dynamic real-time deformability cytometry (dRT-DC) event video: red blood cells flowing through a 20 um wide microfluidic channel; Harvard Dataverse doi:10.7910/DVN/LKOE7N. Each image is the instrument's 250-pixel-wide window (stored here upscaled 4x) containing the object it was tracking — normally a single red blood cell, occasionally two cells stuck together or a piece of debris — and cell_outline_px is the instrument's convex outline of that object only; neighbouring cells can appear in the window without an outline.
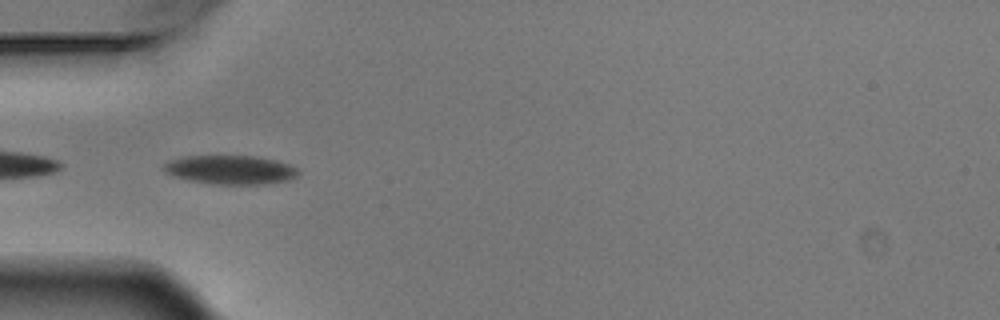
{"species": "Egyptian fruit bat (a non-hibernating species)", "species_latin": "Rousettus aegyptiacus", "temperature_condition": "warm", "stored_images_in_passage": 10, "camera_frame_rate_fps": 3000, "um_per_image_px": 0.085, "animal": {"sex": "male"}, "frame": {"image": 1, "passage_image": 5, "time_ms": 1.333, "image_size_px": [1000, 320], "cell_outline_px": [[300, 172], [296, 176], [288, 180], [264, 184], [212, 184], [188, 180], [172, 176], [164, 172], [160, 168], [168, 160], [184, 156], [256, 156], [276, 160], [288, 164], [296, 168]], "centroid_in_image_um": [19.53, 14.43], "position_along_channel_um": 65.5, "area_um2": 22.83}}
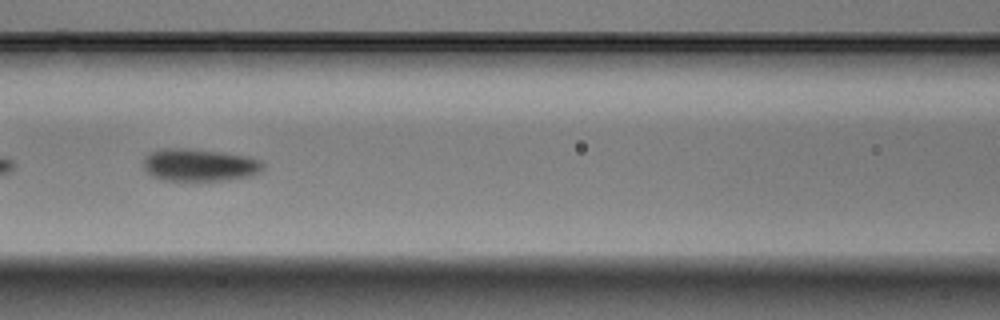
{"frame": {"image": 2, "passage_image": 7, "time_ms": 2.0, "image_size_px": [1000, 320], "cell_outline_px": [[264, 168], [260, 172], [252, 176], [228, 180], [164, 180], [152, 176], [144, 168], [144, 156], [160, 148], [188, 148], [224, 152], [248, 156], [260, 160], [264, 164]], "centroid_in_image_um": [16.99, 14.01], "position_along_channel_um": 149.6, "area_um2": 22.83}}
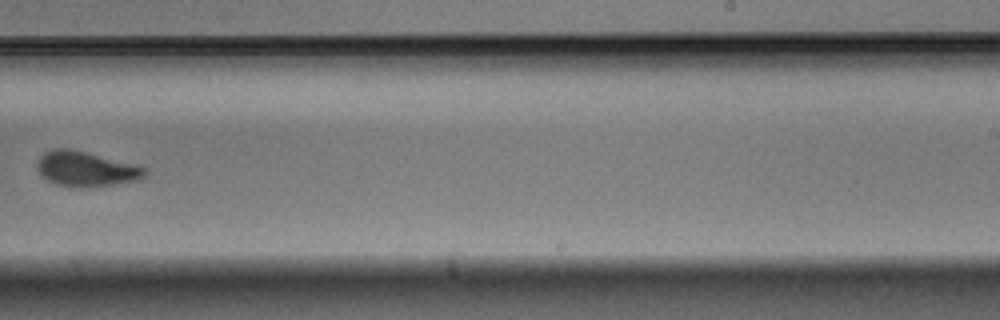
{"frame": {"image": 3, "passage_image": 10, "time_ms": 3.0, "image_size_px": [1000, 320], "cell_outline_px": [[148, 172], [144, 176], [136, 180], [116, 184], [80, 188], [72, 188], [56, 184], [48, 180], [40, 172], [36, 164], [40, 156], [44, 152], [52, 148], [72, 148], [136, 164], [144, 168]], "centroid_in_image_um": [7.3, 14.35], "position_along_channel_um": 281.7, "area_um2": 22.14}}